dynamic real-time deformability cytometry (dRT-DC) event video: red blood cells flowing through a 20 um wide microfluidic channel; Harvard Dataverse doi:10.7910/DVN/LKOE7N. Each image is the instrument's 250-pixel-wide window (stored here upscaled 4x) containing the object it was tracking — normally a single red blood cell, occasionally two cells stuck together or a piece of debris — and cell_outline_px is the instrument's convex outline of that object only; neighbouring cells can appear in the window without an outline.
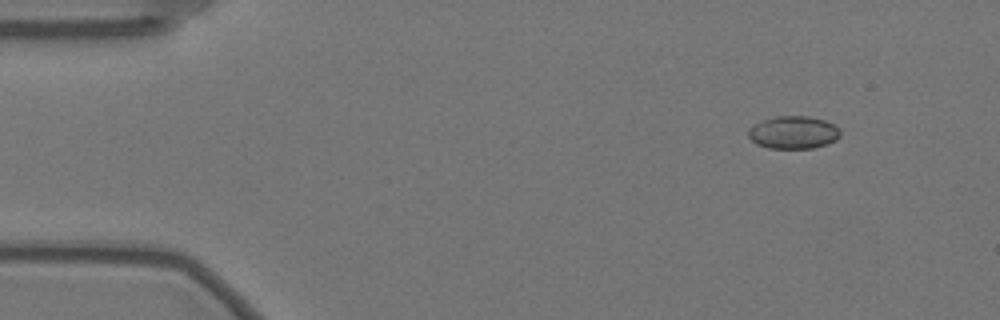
{"species": "Egyptian fruit bat (a non-hibernating species)", "species_latin": "Rousettus aegyptiacus", "temperature_condition": "warm", "stored_images_in_passage": 56, "camera_frame_rate_fps": 3000, "um_per_image_px": 0.085, "animal": {"sex": "female"}, "frame": {"image": 1, "passage_image": 5, "time_ms": 1.333, "image_size_px": [1000, 320], "cell_outline_px": [[840, 136], [836, 140], [828, 144], [812, 148], [768, 148], [756, 144], [748, 136], [748, 128], [764, 120], [776, 116], [808, 116], [824, 120], [832, 124], [840, 132]], "centroid_in_image_um": [67.43, 11.26], "position_along_channel_um": 17.6, "area_um2": 17.4}}
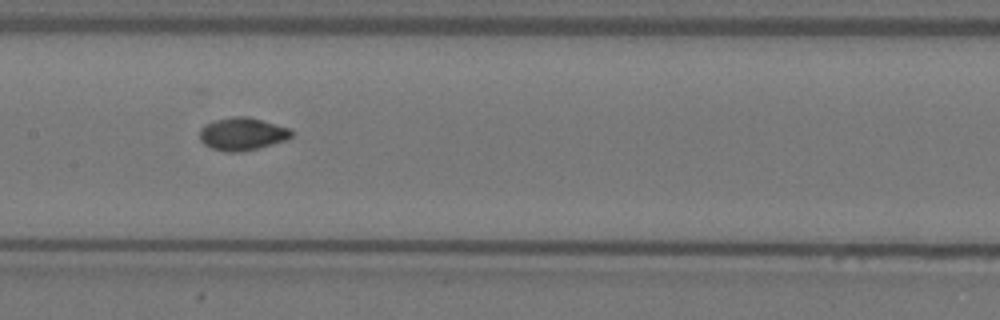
{"frame": {"image": 2, "passage_image": 27, "time_ms": 8.667, "image_size_px": [1000, 320], "cell_outline_px": [[296, 132], [288, 140], [240, 152], [224, 152], [212, 148], [204, 144], [200, 140], [200, 128], [204, 124], [216, 120], [232, 116], [248, 116], [292, 128]], "centroid_in_image_um": [20.64, 11.37], "position_along_channel_um": 186.8, "area_um2": 17.8}}
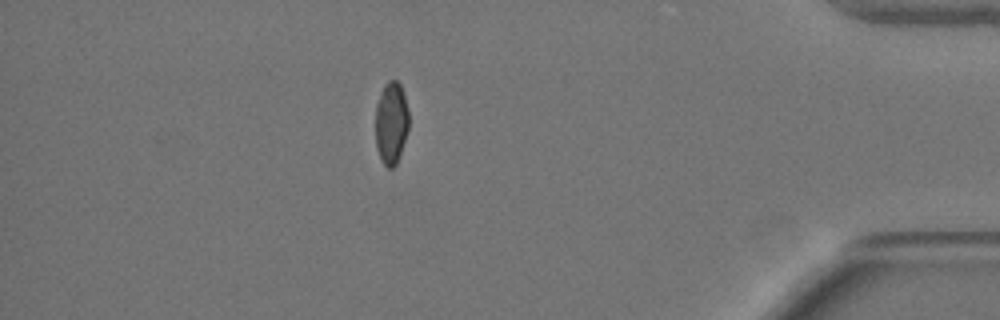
{"frame": {"image": 3, "passage_image": 49, "time_ms": 16.0, "image_size_px": [1000, 320], "cell_outline_px": [[408, 128], [400, 156], [396, 164], [392, 168], [388, 168], [384, 164], [376, 148], [376, 104], [380, 92], [384, 84], [388, 80], [396, 80], [400, 84], [408, 108]], "centroid_in_image_um": [33.25, 10.43], "position_along_channel_um": 402.0, "area_um2": 16.01}, "authors_computed_cell_mechanics": {"area_um2": 17.0799, "velocity_mm_per_s": 3.5382, "shape_relaxation_time_tau1_ms": null, "shape_relaxation_time_tau2_ms": 0.8615, "deformation_change_tau1": null, "deformation_change_tau2": 0.0416}}